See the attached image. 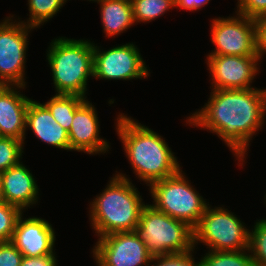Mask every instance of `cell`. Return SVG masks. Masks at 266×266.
Returning a JSON list of instances; mask_svg holds the SVG:
<instances>
[{"instance_id":"6da1fadb","label":"cell","mask_w":266,"mask_h":266,"mask_svg":"<svg viewBox=\"0 0 266 266\" xmlns=\"http://www.w3.org/2000/svg\"><path fill=\"white\" fill-rule=\"evenodd\" d=\"M186 118L189 126L217 134L244 166L249 143L266 123V88L211 89L207 103Z\"/></svg>"},{"instance_id":"7a4b0ae2","label":"cell","mask_w":266,"mask_h":266,"mask_svg":"<svg viewBox=\"0 0 266 266\" xmlns=\"http://www.w3.org/2000/svg\"><path fill=\"white\" fill-rule=\"evenodd\" d=\"M116 119L115 130L131 168L140 181L149 186L181 169L165 138L125 113L119 112Z\"/></svg>"},{"instance_id":"3957f363","label":"cell","mask_w":266,"mask_h":266,"mask_svg":"<svg viewBox=\"0 0 266 266\" xmlns=\"http://www.w3.org/2000/svg\"><path fill=\"white\" fill-rule=\"evenodd\" d=\"M116 173L89 204V220L98 238L116 232L136 231L146 205L132 180L124 173Z\"/></svg>"},{"instance_id":"277c9868","label":"cell","mask_w":266,"mask_h":266,"mask_svg":"<svg viewBox=\"0 0 266 266\" xmlns=\"http://www.w3.org/2000/svg\"><path fill=\"white\" fill-rule=\"evenodd\" d=\"M55 94L87 98V83L93 77V42L57 37L46 52Z\"/></svg>"},{"instance_id":"5b68a950","label":"cell","mask_w":266,"mask_h":266,"mask_svg":"<svg viewBox=\"0 0 266 266\" xmlns=\"http://www.w3.org/2000/svg\"><path fill=\"white\" fill-rule=\"evenodd\" d=\"M136 231L153 256L195 249L193 228L148 203L141 212Z\"/></svg>"},{"instance_id":"8992f818","label":"cell","mask_w":266,"mask_h":266,"mask_svg":"<svg viewBox=\"0 0 266 266\" xmlns=\"http://www.w3.org/2000/svg\"><path fill=\"white\" fill-rule=\"evenodd\" d=\"M180 169L176 174L149 185L151 204L157 210L195 228L208 203Z\"/></svg>"},{"instance_id":"52a82bcc","label":"cell","mask_w":266,"mask_h":266,"mask_svg":"<svg viewBox=\"0 0 266 266\" xmlns=\"http://www.w3.org/2000/svg\"><path fill=\"white\" fill-rule=\"evenodd\" d=\"M234 212L227 208L205 209L198 225L193 229L194 248L204 243L210 251H241L249 248V230Z\"/></svg>"},{"instance_id":"ba28073f","label":"cell","mask_w":266,"mask_h":266,"mask_svg":"<svg viewBox=\"0 0 266 266\" xmlns=\"http://www.w3.org/2000/svg\"><path fill=\"white\" fill-rule=\"evenodd\" d=\"M14 18L10 14L0 22V84L26 87L28 37L35 28Z\"/></svg>"},{"instance_id":"9c48e42d","label":"cell","mask_w":266,"mask_h":266,"mask_svg":"<svg viewBox=\"0 0 266 266\" xmlns=\"http://www.w3.org/2000/svg\"><path fill=\"white\" fill-rule=\"evenodd\" d=\"M96 45V46H95ZM150 69L137 45L126 43L107 50L93 43V78L101 80H133L150 76Z\"/></svg>"},{"instance_id":"30bf717a","label":"cell","mask_w":266,"mask_h":266,"mask_svg":"<svg viewBox=\"0 0 266 266\" xmlns=\"http://www.w3.org/2000/svg\"><path fill=\"white\" fill-rule=\"evenodd\" d=\"M235 14L212 19L210 34L215 49L208 55L258 56L256 20Z\"/></svg>"},{"instance_id":"8fae6325","label":"cell","mask_w":266,"mask_h":266,"mask_svg":"<svg viewBox=\"0 0 266 266\" xmlns=\"http://www.w3.org/2000/svg\"><path fill=\"white\" fill-rule=\"evenodd\" d=\"M91 251L99 266H149L153 257L137 231L99 237Z\"/></svg>"},{"instance_id":"7c38bea8","label":"cell","mask_w":266,"mask_h":266,"mask_svg":"<svg viewBox=\"0 0 266 266\" xmlns=\"http://www.w3.org/2000/svg\"><path fill=\"white\" fill-rule=\"evenodd\" d=\"M212 89H251L260 72L258 56L207 55ZM259 62V63H258ZM252 85V86H251Z\"/></svg>"},{"instance_id":"4fadbf2b","label":"cell","mask_w":266,"mask_h":266,"mask_svg":"<svg viewBox=\"0 0 266 266\" xmlns=\"http://www.w3.org/2000/svg\"><path fill=\"white\" fill-rule=\"evenodd\" d=\"M99 117L95 106L86 99L74 112L68 132L70 151L89 155L108 153L110 144L100 137Z\"/></svg>"},{"instance_id":"5bb4252c","label":"cell","mask_w":266,"mask_h":266,"mask_svg":"<svg viewBox=\"0 0 266 266\" xmlns=\"http://www.w3.org/2000/svg\"><path fill=\"white\" fill-rule=\"evenodd\" d=\"M22 213L15 226L11 242L27 257L53 254L56 235L52 224L40 217L23 218Z\"/></svg>"},{"instance_id":"9a60e30c","label":"cell","mask_w":266,"mask_h":266,"mask_svg":"<svg viewBox=\"0 0 266 266\" xmlns=\"http://www.w3.org/2000/svg\"><path fill=\"white\" fill-rule=\"evenodd\" d=\"M32 172L22 162L0 173L3 201L22 212L38 203L39 186Z\"/></svg>"},{"instance_id":"2e32d148","label":"cell","mask_w":266,"mask_h":266,"mask_svg":"<svg viewBox=\"0 0 266 266\" xmlns=\"http://www.w3.org/2000/svg\"><path fill=\"white\" fill-rule=\"evenodd\" d=\"M24 86L0 87V135L26 139V114L31 98L23 95Z\"/></svg>"},{"instance_id":"e0dca14e","label":"cell","mask_w":266,"mask_h":266,"mask_svg":"<svg viewBox=\"0 0 266 266\" xmlns=\"http://www.w3.org/2000/svg\"><path fill=\"white\" fill-rule=\"evenodd\" d=\"M50 146L70 151L69 134L52 116L49 109L36 100H30L26 114V131Z\"/></svg>"},{"instance_id":"ac0fdd59","label":"cell","mask_w":266,"mask_h":266,"mask_svg":"<svg viewBox=\"0 0 266 266\" xmlns=\"http://www.w3.org/2000/svg\"><path fill=\"white\" fill-rule=\"evenodd\" d=\"M98 4L105 37L121 35L135 24L130 0H107Z\"/></svg>"},{"instance_id":"d6986e66","label":"cell","mask_w":266,"mask_h":266,"mask_svg":"<svg viewBox=\"0 0 266 266\" xmlns=\"http://www.w3.org/2000/svg\"><path fill=\"white\" fill-rule=\"evenodd\" d=\"M86 100L78 95L55 94L43 103L54 119L69 132L75 110Z\"/></svg>"},{"instance_id":"ffe728a7","label":"cell","mask_w":266,"mask_h":266,"mask_svg":"<svg viewBox=\"0 0 266 266\" xmlns=\"http://www.w3.org/2000/svg\"><path fill=\"white\" fill-rule=\"evenodd\" d=\"M67 1L68 0H28L29 18L26 21L25 19L24 21H20L30 27L39 28L56 16Z\"/></svg>"},{"instance_id":"44dd1931","label":"cell","mask_w":266,"mask_h":266,"mask_svg":"<svg viewBox=\"0 0 266 266\" xmlns=\"http://www.w3.org/2000/svg\"><path fill=\"white\" fill-rule=\"evenodd\" d=\"M133 19L137 23H149L175 8V0H130Z\"/></svg>"},{"instance_id":"7402d4cb","label":"cell","mask_w":266,"mask_h":266,"mask_svg":"<svg viewBox=\"0 0 266 266\" xmlns=\"http://www.w3.org/2000/svg\"><path fill=\"white\" fill-rule=\"evenodd\" d=\"M200 266H255L248 249L241 251H207Z\"/></svg>"},{"instance_id":"603a6c76","label":"cell","mask_w":266,"mask_h":266,"mask_svg":"<svg viewBox=\"0 0 266 266\" xmlns=\"http://www.w3.org/2000/svg\"><path fill=\"white\" fill-rule=\"evenodd\" d=\"M24 144L14 137H0V173L21 163Z\"/></svg>"},{"instance_id":"cb8c5ba5","label":"cell","mask_w":266,"mask_h":266,"mask_svg":"<svg viewBox=\"0 0 266 266\" xmlns=\"http://www.w3.org/2000/svg\"><path fill=\"white\" fill-rule=\"evenodd\" d=\"M250 255L255 266H266V219L256 220L252 230H249Z\"/></svg>"},{"instance_id":"d4e9b609","label":"cell","mask_w":266,"mask_h":266,"mask_svg":"<svg viewBox=\"0 0 266 266\" xmlns=\"http://www.w3.org/2000/svg\"><path fill=\"white\" fill-rule=\"evenodd\" d=\"M22 213L16 206L0 203V242L11 240L16 222Z\"/></svg>"},{"instance_id":"484cf974","label":"cell","mask_w":266,"mask_h":266,"mask_svg":"<svg viewBox=\"0 0 266 266\" xmlns=\"http://www.w3.org/2000/svg\"><path fill=\"white\" fill-rule=\"evenodd\" d=\"M194 250L195 249L183 253L153 256L149 262V266H200V261L194 258Z\"/></svg>"},{"instance_id":"4316f807","label":"cell","mask_w":266,"mask_h":266,"mask_svg":"<svg viewBox=\"0 0 266 266\" xmlns=\"http://www.w3.org/2000/svg\"><path fill=\"white\" fill-rule=\"evenodd\" d=\"M237 12L251 19H260L266 16V0H237Z\"/></svg>"},{"instance_id":"83f0119b","label":"cell","mask_w":266,"mask_h":266,"mask_svg":"<svg viewBox=\"0 0 266 266\" xmlns=\"http://www.w3.org/2000/svg\"><path fill=\"white\" fill-rule=\"evenodd\" d=\"M23 254L11 241L0 242V266H20Z\"/></svg>"},{"instance_id":"f1b7e54d","label":"cell","mask_w":266,"mask_h":266,"mask_svg":"<svg viewBox=\"0 0 266 266\" xmlns=\"http://www.w3.org/2000/svg\"><path fill=\"white\" fill-rule=\"evenodd\" d=\"M257 55L259 61L266 54V16L256 20Z\"/></svg>"},{"instance_id":"f546056e","label":"cell","mask_w":266,"mask_h":266,"mask_svg":"<svg viewBox=\"0 0 266 266\" xmlns=\"http://www.w3.org/2000/svg\"><path fill=\"white\" fill-rule=\"evenodd\" d=\"M56 252L40 257L23 256L20 266H58Z\"/></svg>"},{"instance_id":"4dcf8cb0","label":"cell","mask_w":266,"mask_h":266,"mask_svg":"<svg viewBox=\"0 0 266 266\" xmlns=\"http://www.w3.org/2000/svg\"><path fill=\"white\" fill-rule=\"evenodd\" d=\"M210 0H175V8L187 11H198L209 3Z\"/></svg>"},{"instance_id":"1f68e13d","label":"cell","mask_w":266,"mask_h":266,"mask_svg":"<svg viewBox=\"0 0 266 266\" xmlns=\"http://www.w3.org/2000/svg\"><path fill=\"white\" fill-rule=\"evenodd\" d=\"M4 202L2 198V192H1V183H0V203Z\"/></svg>"},{"instance_id":"d6a6232c","label":"cell","mask_w":266,"mask_h":266,"mask_svg":"<svg viewBox=\"0 0 266 266\" xmlns=\"http://www.w3.org/2000/svg\"><path fill=\"white\" fill-rule=\"evenodd\" d=\"M88 1H90V2H91V1H93V2H97V4H98V3H100V2H104V1H107V0H88Z\"/></svg>"}]
</instances>
